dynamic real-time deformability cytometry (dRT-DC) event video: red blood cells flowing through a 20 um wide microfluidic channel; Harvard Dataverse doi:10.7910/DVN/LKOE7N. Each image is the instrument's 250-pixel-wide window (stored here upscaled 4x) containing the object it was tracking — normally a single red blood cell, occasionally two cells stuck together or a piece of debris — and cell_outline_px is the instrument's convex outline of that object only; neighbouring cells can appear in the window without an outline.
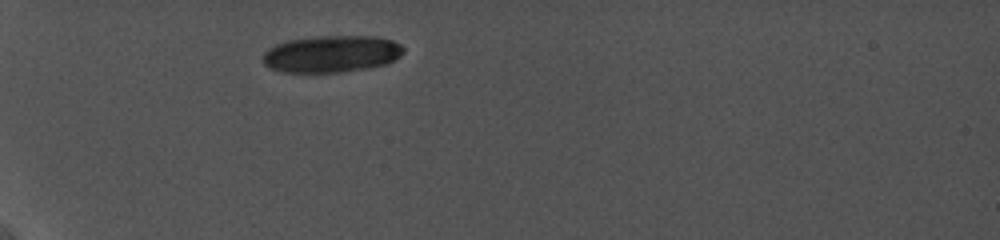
{"species": "common noctule bat (a hibernating species)", "species_latin": "Nyctalus noctula", "temperature_condition": "cold", "stored_images_in_passage": 3, "camera_frame_rate_fps": 5000, "um_per_image_px": 0.085, "animal": {"sex": "female", "body_mass_g": 19.0, "forearm_length_mm": 56.7}, "frame": {"image": 1, "passage_image": 1, "time_ms": 0.0, "image_size_px": [1000, 240], "cell_outline_px": [[404, 52], [400, 56], [384, 64], [364, 68], [340, 72], [280, 72], [264, 64], [264, 52], [268, 48], [276, 44], [288, 40], [320, 36], [376, 36], [392, 40], [400, 44], [404, 48]], "centroid_in_image_um": [28.17, 4.57], "position_along_channel_um": 56.8, "area_um2": 30.0}}